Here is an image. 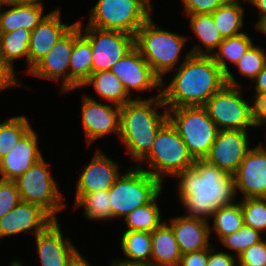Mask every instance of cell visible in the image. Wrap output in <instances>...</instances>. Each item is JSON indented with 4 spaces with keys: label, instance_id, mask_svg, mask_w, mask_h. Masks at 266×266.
Instances as JSON below:
<instances>
[{
    "label": "cell",
    "instance_id": "cell-1",
    "mask_svg": "<svg viewBox=\"0 0 266 266\" xmlns=\"http://www.w3.org/2000/svg\"><path fill=\"white\" fill-rule=\"evenodd\" d=\"M175 177L177 197L185 207L187 217L208 221L213 212L222 205H230L235 199L233 177L205 160H195L191 168Z\"/></svg>",
    "mask_w": 266,
    "mask_h": 266
},
{
    "label": "cell",
    "instance_id": "cell-2",
    "mask_svg": "<svg viewBox=\"0 0 266 266\" xmlns=\"http://www.w3.org/2000/svg\"><path fill=\"white\" fill-rule=\"evenodd\" d=\"M176 70L169 85L161 88L166 108L204 106L226 84V74L212 56L189 51Z\"/></svg>",
    "mask_w": 266,
    "mask_h": 266
},
{
    "label": "cell",
    "instance_id": "cell-3",
    "mask_svg": "<svg viewBox=\"0 0 266 266\" xmlns=\"http://www.w3.org/2000/svg\"><path fill=\"white\" fill-rule=\"evenodd\" d=\"M162 115L157 109H163ZM168 121L167 109L161 92L148 99L135 97L120 109V141L135 162L142 168V160L150 153L159 129ZM141 161V162H140Z\"/></svg>",
    "mask_w": 266,
    "mask_h": 266
},
{
    "label": "cell",
    "instance_id": "cell-4",
    "mask_svg": "<svg viewBox=\"0 0 266 266\" xmlns=\"http://www.w3.org/2000/svg\"><path fill=\"white\" fill-rule=\"evenodd\" d=\"M189 37L160 28L150 17L135 35V47L162 81L164 75L176 69L179 56Z\"/></svg>",
    "mask_w": 266,
    "mask_h": 266
},
{
    "label": "cell",
    "instance_id": "cell-5",
    "mask_svg": "<svg viewBox=\"0 0 266 266\" xmlns=\"http://www.w3.org/2000/svg\"><path fill=\"white\" fill-rule=\"evenodd\" d=\"M142 161H147L149 168L143 170L161 183L164 177H175L195 163L178 131L169 120L159 129L150 153Z\"/></svg>",
    "mask_w": 266,
    "mask_h": 266
},
{
    "label": "cell",
    "instance_id": "cell-6",
    "mask_svg": "<svg viewBox=\"0 0 266 266\" xmlns=\"http://www.w3.org/2000/svg\"><path fill=\"white\" fill-rule=\"evenodd\" d=\"M152 0H98L86 25L115 30L135 36L153 15Z\"/></svg>",
    "mask_w": 266,
    "mask_h": 266
},
{
    "label": "cell",
    "instance_id": "cell-7",
    "mask_svg": "<svg viewBox=\"0 0 266 266\" xmlns=\"http://www.w3.org/2000/svg\"><path fill=\"white\" fill-rule=\"evenodd\" d=\"M168 120L176 128L194 160H204L216 140L218 127L203 106L166 108Z\"/></svg>",
    "mask_w": 266,
    "mask_h": 266
},
{
    "label": "cell",
    "instance_id": "cell-8",
    "mask_svg": "<svg viewBox=\"0 0 266 266\" xmlns=\"http://www.w3.org/2000/svg\"><path fill=\"white\" fill-rule=\"evenodd\" d=\"M163 184L137 166L120 175L109 189L112 219L124 218L136 208L149 203L163 188Z\"/></svg>",
    "mask_w": 266,
    "mask_h": 266
},
{
    "label": "cell",
    "instance_id": "cell-9",
    "mask_svg": "<svg viewBox=\"0 0 266 266\" xmlns=\"http://www.w3.org/2000/svg\"><path fill=\"white\" fill-rule=\"evenodd\" d=\"M240 87L226 83L203 106L219 130L256 127L254 107L244 99Z\"/></svg>",
    "mask_w": 266,
    "mask_h": 266
},
{
    "label": "cell",
    "instance_id": "cell-10",
    "mask_svg": "<svg viewBox=\"0 0 266 266\" xmlns=\"http://www.w3.org/2000/svg\"><path fill=\"white\" fill-rule=\"evenodd\" d=\"M48 165L42 157L14 182L21 201L39 205L57 219L58 212H61L66 204Z\"/></svg>",
    "mask_w": 266,
    "mask_h": 266
},
{
    "label": "cell",
    "instance_id": "cell-11",
    "mask_svg": "<svg viewBox=\"0 0 266 266\" xmlns=\"http://www.w3.org/2000/svg\"><path fill=\"white\" fill-rule=\"evenodd\" d=\"M92 47V73L110 70L112 66L135 47V36L92 26L82 29V21L75 22Z\"/></svg>",
    "mask_w": 266,
    "mask_h": 266
},
{
    "label": "cell",
    "instance_id": "cell-12",
    "mask_svg": "<svg viewBox=\"0 0 266 266\" xmlns=\"http://www.w3.org/2000/svg\"><path fill=\"white\" fill-rule=\"evenodd\" d=\"M248 138V131L219 130L204 160L226 174L233 175L251 149Z\"/></svg>",
    "mask_w": 266,
    "mask_h": 266
},
{
    "label": "cell",
    "instance_id": "cell-13",
    "mask_svg": "<svg viewBox=\"0 0 266 266\" xmlns=\"http://www.w3.org/2000/svg\"><path fill=\"white\" fill-rule=\"evenodd\" d=\"M82 98L81 122L88 145L111 132L119 138L121 106L102 104L85 94Z\"/></svg>",
    "mask_w": 266,
    "mask_h": 266
},
{
    "label": "cell",
    "instance_id": "cell-14",
    "mask_svg": "<svg viewBox=\"0 0 266 266\" xmlns=\"http://www.w3.org/2000/svg\"><path fill=\"white\" fill-rule=\"evenodd\" d=\"M234 193L241 198L266 197V151L259 144L251 148L232 175Z\"/></svg>",
    "mask_w": 266,
    "mask_h": 266
},
{
    "label": "cell",
    "instance_id": "cell-15",
    "mask_svg": "<svg viewBox=\"0 0 266 266\" xmlns=\"http://www.w3.org/2000/svg\"><path fill=\"white\" fill-rule=\"evenodd\" d=\"M41 266H70L81 254L71 240L64 237L58 219L35 235Z\"/></svg>",
    "mask_w": 266,
    "mask_h": 266
},
{
    "label": "cell",
    "instance_id": "cell-16",
    "mask_svg": "<svg viewBox=\"0 0 266 266\" xmlns=\"http://www.w3.org/2000/svg\"><path fill=\"white\" fill-rule=\"evenodd\" d=\"M122 82L127 93L146 91L157 88L161 92L162 81L154 74L152 68L134 47L110 69Z\"/></svg>",
    "mask_w": 266,
    "mask_h": 266
},
{
    "label": "cell",
    "instance_id": "cell-17",
    "mask_svg": "<svg viewBox=\"0 0 266 266\" xmlns=\"http://www.w3.org/2000/svg\"><path fill=\"white\" fill-rule=\"evenodd\" d=\"M75 42V24L63 35L50 50L28 73L34 77L58 82L63 79L61 92L69 90L70 56Z\"/></svg>",
    "mask_w": 266,
    "mask_h": 266
},
{
    "label": "cell",
    "instance_id": "cell-18",
    "mask_svg": "<svg viewBox=\"0 0 266 266\" xmlns=\"http://www.w3.org/2000/svg\"><path fill=\"white\" fill-rule=\"evenodd\" d=\"M55 219L39 205L20 201L0 219V240L22 232H33L34 236L43 231Z\"/></svg>",
    "mask_w": 266,
    "mask_h": 266
},
{
    "label": "cell",
    "instance_id": "cell-19",
    "mask_svg": "<svg viewBox=\"0 0 266 266\" xmlns=\"http://www.w3.org/2000/svg\"><path fill=\"white\" fill-rule=\"evenodd\" d=\"M60 12V8L50 11L31 31L27 74L50 52L56 42L74 26L75 23L71 25L63 23Z\"/></svg>",
    "mask_w": 266,
    "mask_h": 266
},
{
    "label": "cell",
    "instance_id": "cell-20",
    "mask_svg": "<svg viewBox=\"0 0 266 266\" xmlns=\"http://www.w3.org/2000/svg\"><path fill=\"white\" fill-rule=\"evenodd\" d=\"M119 176L117 163L98 149L78 177L75 201L84 193L109 190Z\"/></svg>",
    "mask_w": 266,
    "mask_h": 266
},
{
    "label": "cell",
    "instance_id": "cell-21",
    "mask_svg": "<svg viewBox=\"0 0 266 266\" xmlns=\"http://www.w3.org/2000/svg\"><path fill=\"white\" fill-rule=\"evenodd\" d=\"M38 143V135L31 128L15 147L0 159V179L14 181L41 159L43 154Z\"/></svg>",
    "mask_w": 266,
    "mask_h": 266
},
{
    "label": "cell",
    "instance_id": "cell-22",
    "mask_svg": "<svg viewBox=\"0 0 266 266\" xmlns=\"http://www.w3.org/2000/svg\"><path fill=\"white\" fill-rule=\"evenodd\" d=\"M181 254L207 249L210 243L209 221L185 215L172 217L169 224Z\"/></svg>",
    "mask_w": 266,
    "mask_h": 266
},
{
    "label": "cell",
    "instance_id": "cell-23",
    "mask_svg": "<svg viewBox=\"0 0 266 266\" xmlns=\"http://www.w3.org/2000/svg\"><path fill=\"white\" fill-rule=\"evenodd\" d=\"M11 7L3 11L0 8V33H7L18 28L32 31L47 15L44 14L42 1L9 2Z\"/></svg>",
    "mask_w": 266,
    "mask_h": 266
},
{
    "label": "cell",
    "instance_id": "cell-24",
    "mask_svg": "<svg viewBox=\"0 0 266 266\" xmlns=\"http://www.w3.org/2000/svg\"><path fill=\"white\" fill-rule=\"evenodd\" d=\"M92 74V47L90 41L81 33L80 27L75 23V42L70 56L69 64V90L80 89L82 84Z\"/></svg>",
    "mask_w": 266,
    "mask_h": 266
},
{
    "label": "cell",
    "instance_id": "cell-25",
    "mask_svg": "<svg viewBox=\"0 0 266 266\" xmlns=\"http://www.w3.org/2000/svg\"><path fill=\"white\" fill-rule=\"evenodd\" d=\"M152 266H179L181 252L171 226L166 221L151 232Z\"/></svg>",
    "mask_w": 266,
    "mask_h": 266
},
{
    "label": "cell",
    "instance_id": "cell-26",
    "mask_svg": "<svg viewBox=\"0 0 266 266\" xmlns=\"http://www.w3.org/2000/svg\"><path fill=\"white\" fill-rule=\"evenodd\" d=\"M253 44L251 37L244 32L240 35L223 39L217 51L212 54L214 61L226 74L227 84L233 86L241 85L237 82L233 73L230 72L229 63L226 61H230V63L232 62L235 65Z\"/></svg>",
    "mask_w": 266,
    "mask_h": 266
},
{
    "label": "cell",
    "instance_id": "cell-27",
    "mask_svg": "<svg viewBox=\"0 0 266 266\" xmlns=\"http://www.w3.org/2000/svg\"><path fill=\"white\" fill-rule=\"evenodd\" d=\"M189 17V23L192 28V32L199 38L200 43L193 45L190 50L192 55H205L212 56V54L219 47V44L223 41L219 30L217 29L212 14H193L187 15Z\"/></svg>",
    "mask_w": 266,
    "mask_h": 266
},
{
    "label": "cell",
    "instance_id": "cell-28",
    "mask_svg": "<svg viewBox=\"0 0 266 266\" xmlns=\"http://www.w3.org/2000/svg\"><path fill=\"white\" fill-rule=\"evenodd\" d=\"M93 86L96 94L105 101L112 104L123 106L129 101H132L127 91L125 90L119 78L112 73L111 70L99 71L92 73L91 76L82 84L81 88Z\"/></svg>",
    "mask_w": 266,
    "mask_h": 266
},
{
    "label": "cell",
    "instance_id": "cell-29",
    "mask_svg": "<svg viewBox=\"0 0 266 266\" xmlns=\"http://www.w3.org/2000/svg\"><path fill=\"white\" fill-rule=\"evenodd\" d=\"M244 12L245 9L239 0H228L212 13L214 23L223 39L244 33L239 31L244 26Z\"/></svg>",
    "mask_w": 266,
    "mask_h": 266
},
{
    "label": "cell",
    "instance_id": "cell-30",
    "mask_svg": "<svg viewBox=\"0 0 266 266\" xmlns=\"http://www.w3.org/2000/svg\"><path fill=\"white\" fill-rule=\"evenodd\" d=\"M120 241L123 255L127 257L123 260L151 264L152 241L150 232L124 231Z\"/></svg>",
    "mask_w": 266,
    "mask_h": 266
},
{
    "label": "cell",
    "instance_id": "cell-31",
    "mask_svg": "<svg viewBox=\"0 0 266 266\" xmlns=\"http://www.w3.org/2000/svg\"><path fill=\"white\" fill-rule=\"evenodd\" d=\"M162 190L146 205L140 206L124 217L127 224L125 231H147L153 232L163 222L161 210L157 204V198Z\"/></svg>",
    "mask_w": 266,
    "mask_h": 266
},
{
    "label": "cell",
    "instance_id": "cell-32",
    "mask_svg": "<svg viewBox=\"0 0 266 266\" xmlns=\"http://www.w3.org/2000/svg\"><path fill=\"white\" fill-rule=\"evenodd\" d=\"M212 218L213 227H209L210 233L215 231L219 241L226 235L233 234L244 225L240 202L234 201L230 205L219 206L211 215Z\"/></svg>",
    "mask_w": 266,
    "mask_h": 266
},
{
    "label": "cell",
    "instance_id": "cell-33",
    "mask_svg": "<svg viewBox=\"0 0 266 266\" xmlns=\"http://www.w3.org/2000/svg\"><path fill=\"white\" fill-rule=\"evenodd\" d=\"M31 31L18 28L7 33H0V54L14 68V62L25 58L28 65V50Z\"/></svg>",
    "mask_w": 266,
    "mask_h": 266
},
{
    "label": "cell",
    "instance_id": "cell-34",
    "mask_svg": "<svg viewBox=\"0 0 266 266\" xmlns=\"http://www.w3.org/2000/svg\"><path fill=\"white\" fill-rule=\"evenodd\" d=\"M75 208L84 207V216L89 220L112 221V208L109 203V190L82 194L74 204Z\"/></svg>",
    "mask_w": 266,
    "mask_h": 266
},
{
    "label": "cell",
    "instance_id": "cell-35",
    "mask_svg": "<svg viewBox=\"0 0 266 266\" xmlns=\"http://www.w3.org/2000/svg\"><path fill=\"white\" fill-rule=\"evenodd\" d=\"M26 116H15L0 122V159L31 129Z\"/></svg>",
    "mask_w": 266,
    "mask_h": 266
},
{
    "label": "cell",
    "instance_id": "cell-36",
    "mask_svg": "<svg viewBox=\"0 0 266 266\" xmlns=\"http://www.w3.org/2000/svg\"><path fill=\"white\" fill-rule=\"evenodd\" d=\"M240 204L244 224L265 235L266 197L241 198Z\"/></svg>",
    "mask_w": 266,
    "mask_h": 266
},
{
    "label": "cell",
    "instance_id": "cell-37",
    "mask_svg": "<svg viewBox=\"0 0 266 266\" xmlns=\"http://www.w3.org/2000/svg\"><path fill=\"white\" fill-rule=\"evenodd\" d=\"M261 233L248 225H243L233 234L226 235L219 242L226 248L233 250L238 258L244 250L263 240Z\"/></svg>",
    "mask_w": 266,
    "mask_h": 266
},
{
    "label": "cell",
    "instance_id": "cell-38",
    "mask_svg": "<svg viewBox=\"0 0 266 266\" xmlns=\"http://www.w3.org/2000/svg\"><path fill=\"white\" fill-rule=\"evenodd\" d=\"M265 64V50L253 44L235 65L241 75L248 77L252 81Z\"/></svg>",
    "mask_w": 266,
    "mask_h": 266
},
{
    "label": "cell",
    "instance_id": "cell-39",
    "mask_svg": "<svg viewBox=\"0 0 266 266\" xmlns=\"http://www.w3.org/2000/svg\"><path fill=\"white\" fill-rule=\"evenodd\" d=\"M21 201L20 193L14 181L0 179V219Z\"/></svg>",
    "mask_w": 266,
    "mask_h": 266
},
{
    "label": "cell",
    "instance_id": "cell-40",
    "mask_svg": "<svg viewBox=\"0 0 266 266\" xmlns=\"http://www.w3.org/2000/svg\"><path fill=\"white\" fill-rule=\"evenodd\" d=\"M238 266H266V245L264 240L252 245L237 258Z\"/></svg>",
    "mask_w": 266,
    "mask_h": 266
},
{
    "label": "cell",
    "instance_id": "cell-41",
    "mask_svg": "<svg viewBox=\"0 0 266 266\" xmlns=\"http://www.w3.org/2000/svg\"><path fill=\"white\" fill-rule=\"evenodd\" d=\"M184 6V15L212 14L218 7L228 0H181Z\"/></svg>",
    "mask_w": 266,
    "mask_h": 266
},
{
    "label": "cell",
    "instance_id": "cell-42",
    "mask_svg": "<svg viewBox=\"0 0 266 266\" xmlns=\"http://www.w3.org/2000/svg\"><path fill=\"white\" fill-rule=\"evenodd\" d=\"M15 69L0 54V93L13 86H22L16 78Z\"/></svg>",
    "mask_w": 266,
    "mask_h": 266
},
{
    "label": "cell",
    "instance_id": "cell-43",
    "mask_svg": "<svg viewBox=\"0 0 266 266\" xmlns=\"http://www.w3.org/2000/svg\"><path fill=\"white\" fill-rule=\"evenodd\" d=\"M207 266H238V262L233 254L223 251L215 252V247L212 245L209 248Z\"/></svg>",
    "mask_w": 266,
    "mask_h": 266
},
{
    "label": "cell",
    "instance_id": "cell-44",
    "mask_svg": "<svg viewBox=\"0 0 266 266\" xmlns=\"http://www.w3.org/2000/svg\"><path fill=\"white\" fill-rule=\"evenodd\" d=\"M209 248L181 255L179 266H207Z\"/></svg>",
    "mask_w": 266,
    "mask_h": 266
},
{
    "label": "cell",
    "instance_id": "cell-45",
    "mask_svg": "<svg viewBox=\"0 0 266 266\" xmlns=\"http://www.w3.org/2000/svg\"><path fill=\"white\" fill-rule=\"evenodd\" d=\"M253 100L252 104L254 107V119L256 127L265 124L266 127V92L260 93L255 99Z\"/></svg>",
    "mask_w": 266,
    "mask_h": 266
},
{
    "label": "cell",
    "instance_id": "cell-46",
    "mask_svg": "<svg viewBox=\"0 0 266 266\" xmlns=\"http://www.w3.org/2000/svg\"><path fill=\"white\" fill-rule=\"evenodd\" d=\"M255 83L254 99L260 94L266 92V64L259 74L252 80Z\"/></svg>",
    "mask_w": 266,
    "mask_h": 266
},
{
    "label": "cell",
    "instance_id": "cell-47",
    "mask_svg": "<svg viewBox=\"0 0 266 266\" xmlns=\"http://www.w3.org/2000/svg\"><path fill=\"white\" fill-rule=\"evenodd\" d=\"M248 3H251L253 6H255L257 9H259L260 13L258 12L257 14L259 15V20L256 23V28L266 19V0H248Z\"/></svg>",
    "mask_w": 266,
    "mask_h": 266
},
{
    "label": "cell",
    "instance_id": "cell-48",
    "mask_svg": "<svg viewBox=\"0 0 266 266\" xmlns=\"http://www.w3.org/2000/svg\"><path fill=\"white\" fill-rule=\"evenodd\" d=\"M111 266H152V265L144 262H130L126 260L114 259L111 262Z\"/></svg>",
    "mask_w": 266,
    "mask_h": 266
},
{
    "label": "cell",
    "instance_id": "cell-49",
    "mask_svg": "<svg viewBox=\"0 0 266 266\" xmlns=\"http://www.w3.org/2000/svg\"><path fill=\"white\" fill-rule=\"evenodd\" d=\"M70 266H91L86 257L84 258L81 254Z\"/></svg>",
    "mask_w": 266,
    "mask_h": 266
},
{
    "label": "cell",
    "instance_id": "cell-50",
    "mask_svg": "<svg viewBox=\"0 0 266 266\" xmlns=\"http://www.w3.org/2000/svg\"><path fill=\"white\" fill-rule=\"evenodd\" d=\"M257 30L266 35V19L257 27Z\"/></svg>",
    "mask_w": 266,
    "mask_h": 266
},
{
    "label": "cell",
    "instance_id": "cell-51",
    "mask_svg": "<svg viewBox=\"0 0 266 266\" xmlns=\"http://www.w3.org/2000/svg\"><path fill=\"white\" fill-rule=\"evenodd\" d=\"M9 266H24L23 263H21V261L18 259V260H12L9 264Z\"/></svg>",
    "mask_w": 266,
    "mask_h": 266
},
{
    "label": "cell",
    "instance_id": "cell-52",
    "mask_svg": "<svg viewBox=\"0 0 266 266\" xmlns=\"http://www.w3.org/2000/svg\"><path fill=\"white\" fill-rule=\"evenodd\" d=\"M8 3V0H0V8L4 7Z\"/></svg>",
    "mask_w": 266,
    "mask_h": 266
},
{
    "label": "cell",
    "instance_id": "cell-53",
    "mask_svg": "<svg viewBox=\"0 0 266 266\" xmlns=\"http://www.w3.org/2000/svg\"><path fill=\"white\" fill-rule=\"evenodd\" d=\"M22 1H42V0H8V2H22Z\"/></svg>",
    "mask_w": 266,
    "mask_h": 266
},
{
    "label": "cell",
    "instance_id": "cell-54",
    "mask_svg": "<svg viewBox=\"0 0 266 266\" xmlns=\"http://www.w3.org/2000/svg\"><path fill=\"white\" fill-rule=\"evenodd\" d=\"M265 138H266V136H265ZM265 142H266V140H265ZM266 144V143H265ZM263 148H264V150L266 151V146H263L262 144H260Z\"/></svg>",
    "mask_w": 266,
    "mask_h": 266
},
{
    "label": "cell",
    "instance_id": "cell-55",
    "mask_svg": "<svg viewBox=\"0 0 266 266\" xmlns=\"http://www.w3.org/2000/svg\"><path fill=\"white\" fill-rule=\"evenodd\" d=\"M263 240H264L265 245H266V234H265V237H264V235H263Z\"/></svg>",
    "mask_w": 266,
    "mask_h": 266
}]
</instances>
